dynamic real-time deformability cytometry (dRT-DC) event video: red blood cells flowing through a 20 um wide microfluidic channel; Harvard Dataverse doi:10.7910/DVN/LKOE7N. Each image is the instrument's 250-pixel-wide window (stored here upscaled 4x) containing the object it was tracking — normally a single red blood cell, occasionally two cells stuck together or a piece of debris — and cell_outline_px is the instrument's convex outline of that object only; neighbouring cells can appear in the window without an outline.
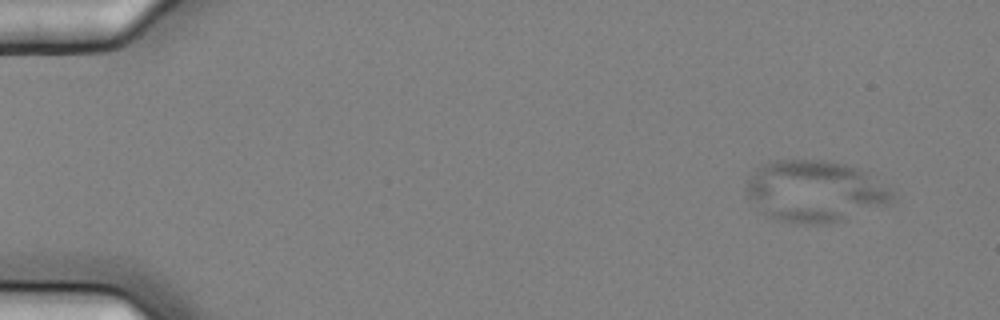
{"species": "common noctule bat (a hibernating species)", "species_latin": "Nyctalus noctula", "temperature_condition": "cold", "stored_images_in_passage": 7, "camera_frame_rate_fps": 3000, "um_per_image_px": 0.085, "animal": {"sex": "female", "body_mass_g": 25.1}, "frame": {"image": 1, "passage_image": 1, "time_ms": 0.0, "image_size_px": [1000, 320], "cell_outline_px": [[896, 200], [844, 220], [828, 224], [792, 224], [768, 216], [748, 196], [748, 180], [752, 172], [756, 168], [764, 164], [776, 160], [824, 160], [844, 164], [856, 168], [864, 172], [892, 188]], "centroid_in_image_um": [69.3, 16.26], "position_along_channel_um": 15.7, "area_um2": 51.96}}